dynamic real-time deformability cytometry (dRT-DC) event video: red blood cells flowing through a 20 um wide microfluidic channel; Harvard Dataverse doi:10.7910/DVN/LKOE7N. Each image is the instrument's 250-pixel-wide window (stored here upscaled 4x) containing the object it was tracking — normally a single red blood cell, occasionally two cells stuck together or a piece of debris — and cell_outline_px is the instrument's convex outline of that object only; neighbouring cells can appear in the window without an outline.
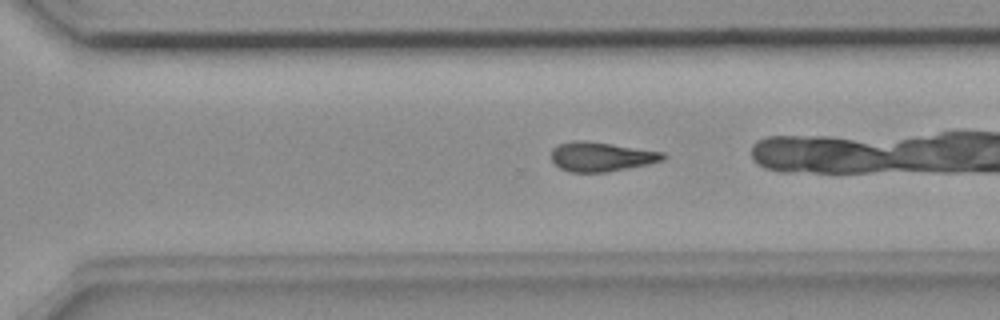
{"species": "common noctule bat (a hibernating species)", "species_latin": "Nyctalus noctula", "temperature_condition": "room temperature", "stored_images_in_passage": 40, "camera_frame_rate_fps": 3000, "um_per_image_px": 0.085, "animal": {"sex": "female", "body_mass_g": 18.4}, "frame": {"image": 1, "passage_image": 34, "time_ms": 11.0, "image_size_px": [1000, 320], "cell_outline_px": [[668, 156], [664, 160], [648, 164], [608, 172], [568, 172], [560, 168], [552, 160], [552, 148], [556, 144], [572, 140], [584, 140], [612, 144], [664, 152]], "centroid_in_image_um": [51.1, 13.31], "position_along_channel_um": 319.5, "area_um2": 19.31}, "authors_computed_cell_mechanics": {"area_um2": 19.7965, "velocity_mm_per_s": 3.6665, "shape_relaxation_time_tau1_ms": null, "shape_relaxation_time_tau2_ms": 6.109, "deformation_change_tau1": null, "deformation_change_tau2": 0.1724}}